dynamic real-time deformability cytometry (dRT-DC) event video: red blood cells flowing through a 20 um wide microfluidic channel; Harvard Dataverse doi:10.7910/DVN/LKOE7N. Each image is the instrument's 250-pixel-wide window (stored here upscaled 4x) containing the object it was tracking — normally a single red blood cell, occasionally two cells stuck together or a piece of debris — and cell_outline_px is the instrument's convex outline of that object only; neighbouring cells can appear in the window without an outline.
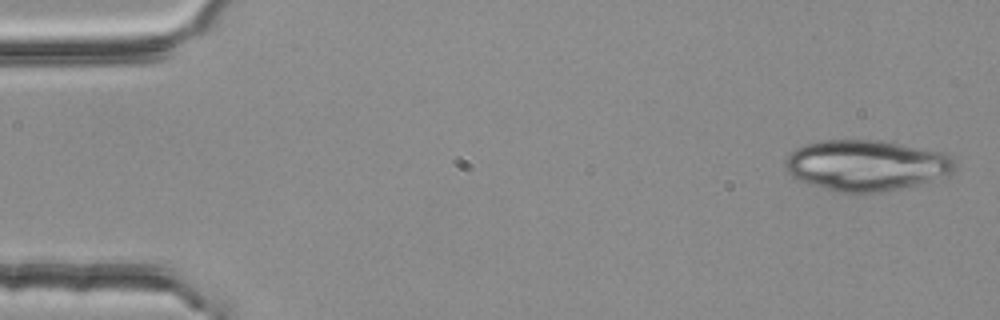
{"species": "common noctule bat (a hibernating species)", "species_latin": "Nyctalus noctula", "temperature_condition": "room temperature", "stored_images_in_passage": 4, "camera_frame_rate_fps": 3000, "um_per_image_px": 0.085, "animal": {"sex": "female", "body_mass_g": 25.1}, "frame": {"image": 1, "passage_image": 1, "time_ms": 0.0, "image_size_px": [1000, 320], "cell_outline_px": [[956, 164], [952, 172], [916, 184], [900, 188], [876, 192], [840, 192], [808, 184], [796, 180], [788, 172], [784, 164], [784, 160], [796, 148], [804, 144], [824, 140], [884, 140], [944, 152], [952, 156]], "centroid_in_image_um": [73.59, 14.03], "position_along_channel_um": 11.4, "area_um2": 50.0}}